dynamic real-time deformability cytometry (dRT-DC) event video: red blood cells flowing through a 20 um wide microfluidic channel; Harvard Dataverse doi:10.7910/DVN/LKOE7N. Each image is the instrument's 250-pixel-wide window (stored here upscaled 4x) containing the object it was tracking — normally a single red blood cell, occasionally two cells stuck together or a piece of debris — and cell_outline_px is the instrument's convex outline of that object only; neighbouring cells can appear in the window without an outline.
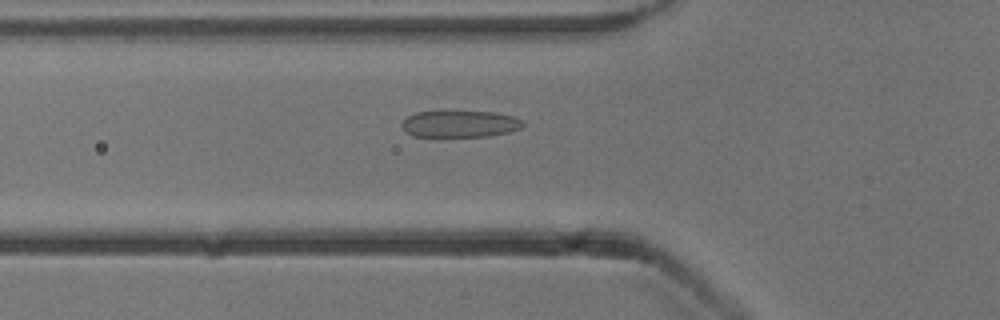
{"species": "common noctule bat (a hibernating species)", "species_latin": "Nyctalus noctula", "temperature_condition": "cold", "stored_images_in_passage": 43, "camera_frame_rate_fps": 3000, "um_per_image_px": 0.085, "animal": {"sex": "male", "body_mass_g": 13.3}, "frame": {"image": 1, "passage_image": 10, "time_ms": 3.0, "image_size_px": [1000, 320], "cell_outline_px": [[524, 124], [520, 128], [508, 132], [488, 136], [440, 140], [412, 136], [400, 124], [408, 116], [416, 112], [496, 112], [512, 116], [520, 120]], "centroid_in_image_um": [39.02, 10.6], "position_along_channel_um": 86.8, "area_um2": 19.54}}
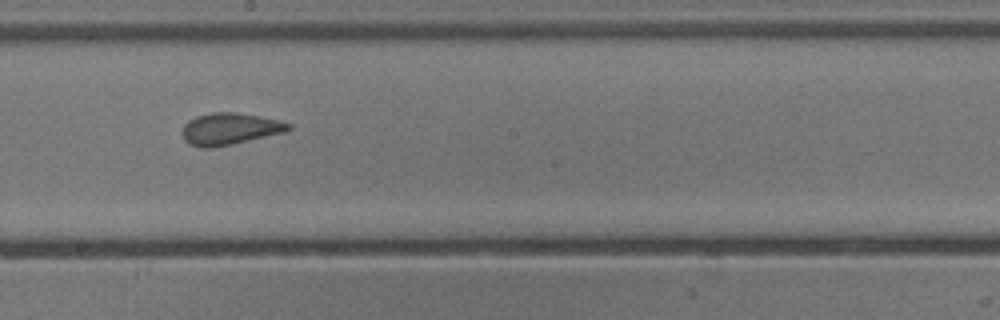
{"frame": {"image": 2, "passage_image": 21, "time_ms": 6.667, "image_size_px": [1000, 320], "cell_outline_px": [[292, 128], [288, 132], [232, 144], [212, 148], [200, 148], [188, 144], [184, 140], [180, 132], [184, 124], [188, 120], [196, 116], [212, 112], [236, 112], [260, 116], [280, 120], [292, 124]], "centroid_in_image_um": [19.53, 10.96], "position_along_channel_um": 228.7, "area_um2": 20.17}}
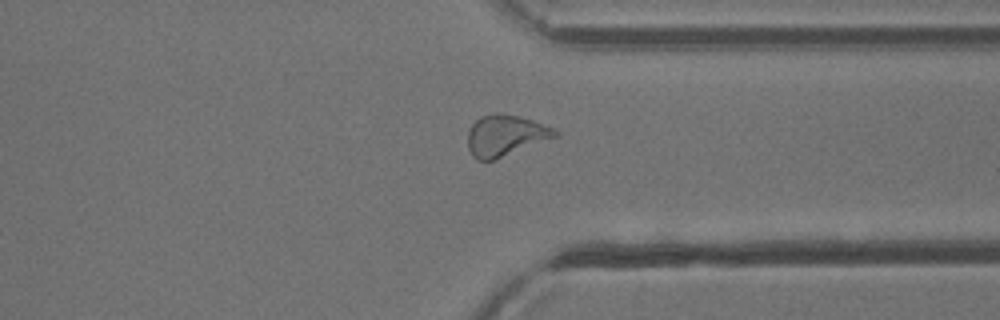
{"frame": {"image": 3, "passage_image": 32, "time_ms": 10.333, "image_size_px": [1000, 320], "cell_outline_px": [[560, 136], [492, 160], [480, 160], [472, 156], [468, 148], [468, 132], [472, 124], [480, 116], [492, 112], [504, 112], [520, 116], [532, 120], [552, 128], [560, 132]], "centroid_in_image_um": [42.96, 11.48], "position_along_channel_um": 368.4, "area_um2": 21.04}}